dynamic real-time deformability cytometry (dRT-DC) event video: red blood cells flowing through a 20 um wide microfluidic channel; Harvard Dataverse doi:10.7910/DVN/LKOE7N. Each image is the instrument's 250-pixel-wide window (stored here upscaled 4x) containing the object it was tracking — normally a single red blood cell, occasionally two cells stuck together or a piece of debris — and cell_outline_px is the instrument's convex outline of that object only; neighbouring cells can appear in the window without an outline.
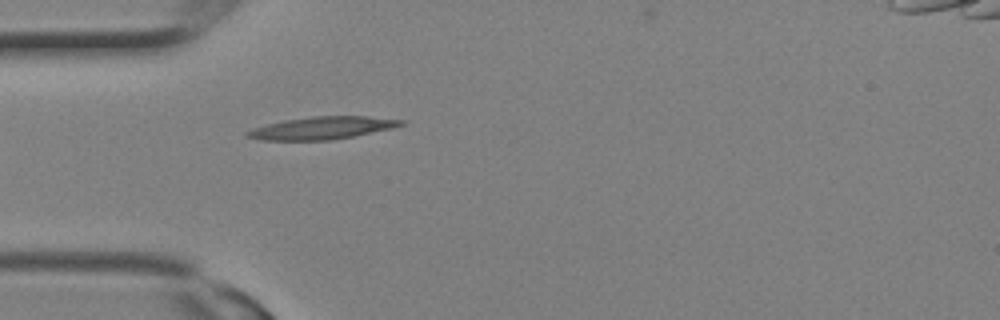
{"species": "Egyptian fruit bat (a non-hibernating species)", "species_latin": "Rousettus aegyptiacus", "temperature_condition": "room temperature", "stored_images_in_passage": 3, "camera_frame_rate_fps": 3000, "um_per_image_px": 0.085, "animal": {"sex": "female"}, "frame": {"image": 1, "passage_image": 2, "time_ms": 0.333, "image_size_px": [1000, 320], "cell_outline_px": [[408, 120], [404, 124], [392, 128], [332, 140], [260, 140], [244, 136], [244, 132], [252, 128], [284, 120], [312, 116], [368, 116]], "centroid_in_image_um": [27.36, 10.87], "position_along_channel_um": 57.6, "area_um2": 20.23}}